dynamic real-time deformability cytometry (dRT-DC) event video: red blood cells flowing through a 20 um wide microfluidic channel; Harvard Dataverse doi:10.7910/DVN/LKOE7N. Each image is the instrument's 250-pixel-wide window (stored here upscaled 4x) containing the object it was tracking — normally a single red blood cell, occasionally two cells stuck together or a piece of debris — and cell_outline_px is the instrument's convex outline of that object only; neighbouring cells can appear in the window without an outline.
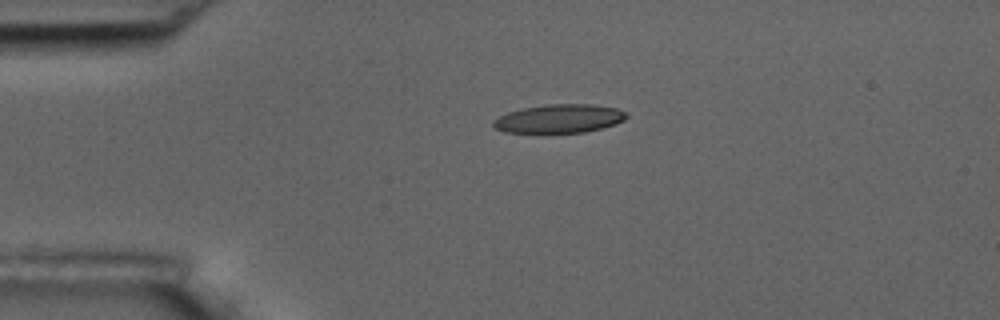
{"species": "common noctule bat (a hibernating species)", "species_latin": "Nyctalus noctula", "temperature_condition": "room temperature", "stored_images_in_passage": 44, "camera_frame_rate_fps": 3000, "um_per_image_px": 0.085, "animal": {"sex": "male", "body_mass_g": 17.5, "forearm_length_mm": 52.3}, "frame": {"image": 1, "passage_image": 1, "time_ms": 0.0, "image_size_px": [1000, 320], "cell_outline_px": [[628, 116], [624, 120], [616, 124], [584, 132], [504, 132], [496, 128], [492, 124], [492, 120], [508, 112], [524, 108], [548, 104], [592, 104], [616, 108], [624, 112]], "centroid_in_image_um": [47.54, 10.08], "position_along_channel_um": 37.5, "area_um2": 21.91}}
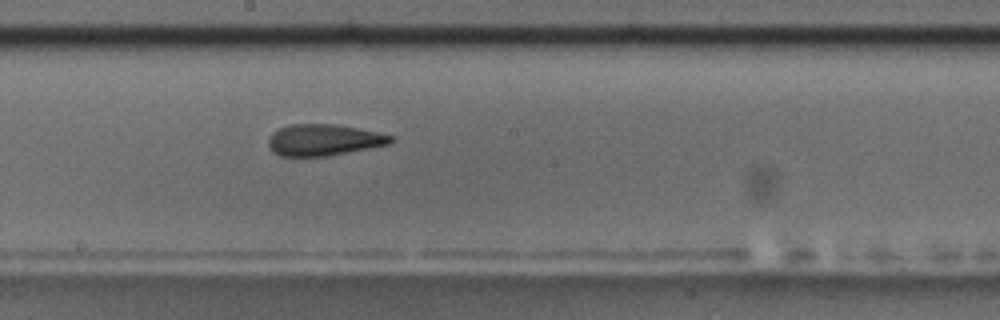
{"frame": {"image": 2, "passage_image": 19, "time_ms": 6.0, "image_size_px": [1000, 320], "cell_outline_px": [[392, 140], [388, 144], [328, 156], [280, 156], [272, 152], [268, 144], [268, 140], [272, 132], [280, 128], [292, 124], [336, 124], [376, 132], [392, 136]], "centroid_in_image_um": [27.45, 11.9], "position_along_channel_um": 220.7, "area_um2": 22.14}}
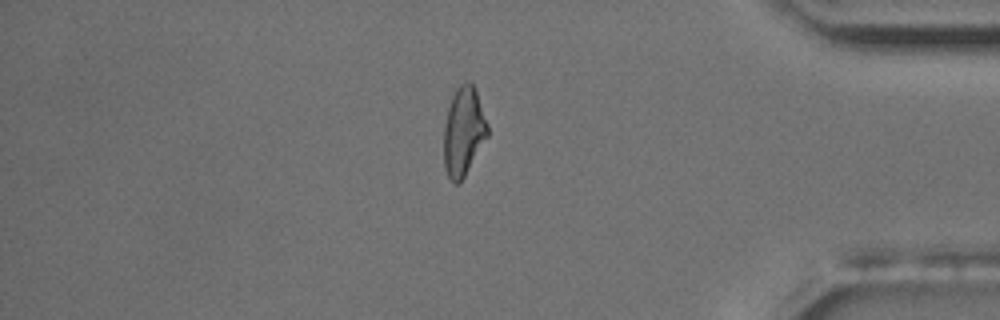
{"frame": {"image": 3, "passage_image": 36, "time_ms": 11.667, "image_size_px": [1000, 320], "cell_outline_px": [[488, 136], [460, 184], [456, 184], [448, 176], [444, 168], [444, 124], [448, 108], [452, 96], [456, 88], [460, 84], [468, 80], [472, 84], [476, 92], [488, 124]], "centroid_in_image_um": [39.39, 11.19], "position_along_channel_um": 395.8, "area_um2": 22.6}, "authors_computed_cell_mechanics": {"area_um2": 22.6576, "velocity_mm_per_s": 3.6075, "shape_relaxation_time_tau1_ms": 6.7839, "shape_relaxation_time_tau2_ms": 3.0104, "deformation_change_tau1": 0.1808, "deformation_change_tau2": 0.1221}}